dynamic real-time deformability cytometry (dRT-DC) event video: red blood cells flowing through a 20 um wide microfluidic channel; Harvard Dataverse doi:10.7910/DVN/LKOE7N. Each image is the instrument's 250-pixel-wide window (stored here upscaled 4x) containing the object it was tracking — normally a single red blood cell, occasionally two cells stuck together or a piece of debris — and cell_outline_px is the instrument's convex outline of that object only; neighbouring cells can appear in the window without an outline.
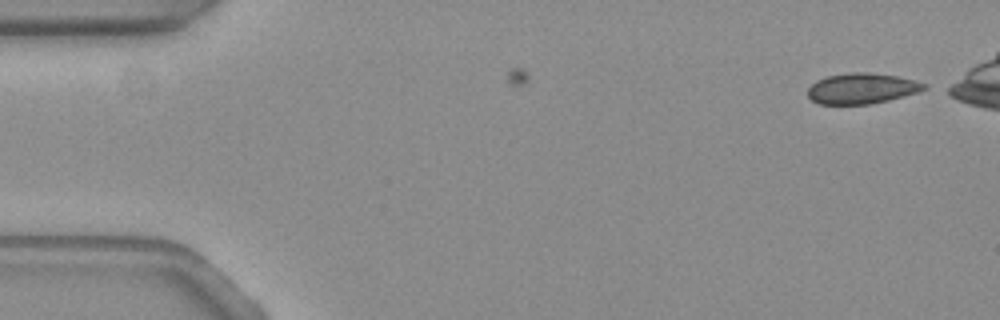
{"species": "common noctule bat (a hibernating species)", "species_latin": "Nyctalus noctula", "temperature_condition": "warm", "stored_images_in_passage": 5, "camera_frame_rate_fps": 3000, "um_per_image_px": 0.085, "animal": {"sex": "female", "body_mass_g": 19.3, "forearm_length_mm": 54.1}, "frame": {"image": 1, "passage_image": 1, "time_ms": 0.0, "image_size_px": [1000, 320], "cell_outline_px": [[928, 88], [904, 96], [872, 104], [820, 104], [812, 100], [808, 96], [808, 88], [816, 80], [824, 76], [848, 72], [868, 72], [896, 76], [928, 84]], "centroid_in_image_um": [73.23, 7.51], "position_along_channel_um": 11.8, "area_um2": 20.81}}